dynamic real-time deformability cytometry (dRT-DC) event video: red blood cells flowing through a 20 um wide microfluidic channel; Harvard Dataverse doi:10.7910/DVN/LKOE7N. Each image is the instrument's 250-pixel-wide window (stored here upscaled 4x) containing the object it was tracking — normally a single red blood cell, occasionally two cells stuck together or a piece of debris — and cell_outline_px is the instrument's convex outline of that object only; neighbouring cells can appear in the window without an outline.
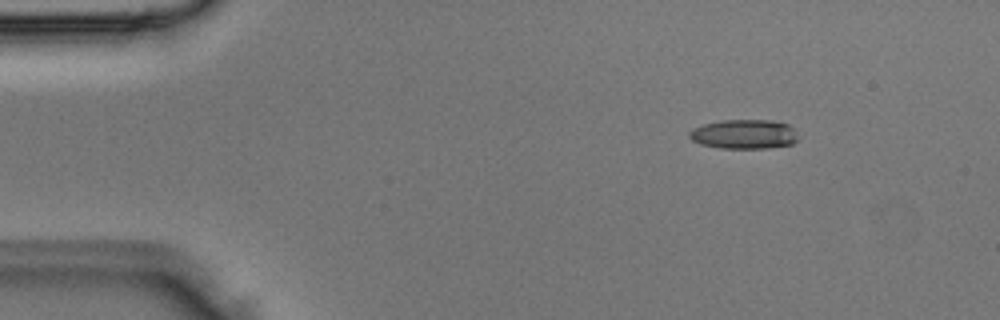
{"species": "Egyptian fruit bat (a non-hibernating species)", "species_latin": "Rousettus aegyptiacus", "temperature_condition": "room temperature", "stored_images_in_passage": 4, "camera_frame_rate_fps": 3000, "um_per_image_px": 0.085, "animal": {"sex": "male"}, "frame": {"image": 1, "passage_image": 2, "time_ms": 0.333, "image_size_px": [1000, 320], "cell_outline_px": [[796, 140], [792, 144], [768, 148], [720, 148], [700, 144], [692, 140], [688, 136], [688, 132], [692, 128], [704, 124], [720, 120], [772, 120], [788, 124], [792, 128], [796, 136]], "centroid_in_image_um": [63.2, 11.4], "position_along_channel_um": 21.8, "area_um2": 18.61}}